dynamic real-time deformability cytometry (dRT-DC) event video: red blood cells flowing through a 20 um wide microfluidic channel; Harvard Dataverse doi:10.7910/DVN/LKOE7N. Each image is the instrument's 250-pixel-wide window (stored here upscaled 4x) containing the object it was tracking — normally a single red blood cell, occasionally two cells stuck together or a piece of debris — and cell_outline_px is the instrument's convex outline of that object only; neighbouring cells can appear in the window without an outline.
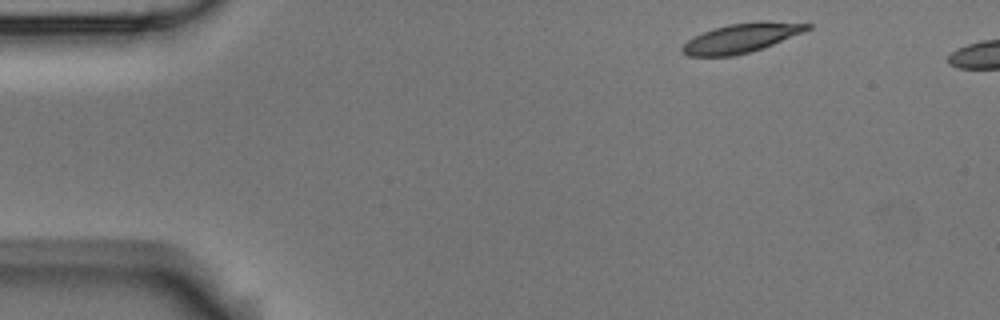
{"species": "Egyptian fruit bat (a non-hibernating species)", "species_latin": "Rousettus aegyptiacus", "temperature_condition": "room temperature", "stored_images_in_passage": 9, "camera_frame_rate_fps": 3000, "um_per_image_px": 0.085, "animal": {"sex": "male"}, "frame": {"image": 1, "passage_image": 1, "time_ms": 0.0, "image_size_px": [1000, 320], "cell_outline_px": [[812, 28], [804, 32], [772, 44], [748, 52], [732, 56], [688, 56], [680, 52], [680, 48], [688, 40], [712, 28], [728, 24], [760, 20], [812, 24]], "centroid_in_image_um": [63.0, 3.21], "position_along_channel_um": 22.0, "area_um2": 21.21}}
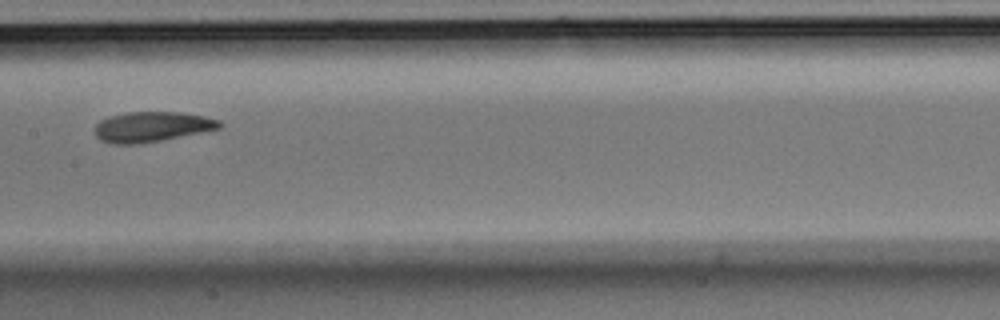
{"frame": {"image": 2, "passage_image": 7, "time_ms": 2.0, "image_size_px": [1000, 320], "cell_outline_px": [[224, 124], [220, 128], [140, 144], [112, 144], [100, 140], [96, 136], [96, 124], [100, 120], [108, 116], [128, 112], [180, 112], [204, 116], [220, 120]], "centroid_in_image_um": [12.89, 10.77], "position_along_channel_um": 194.5, "area_um2": 21.85}}
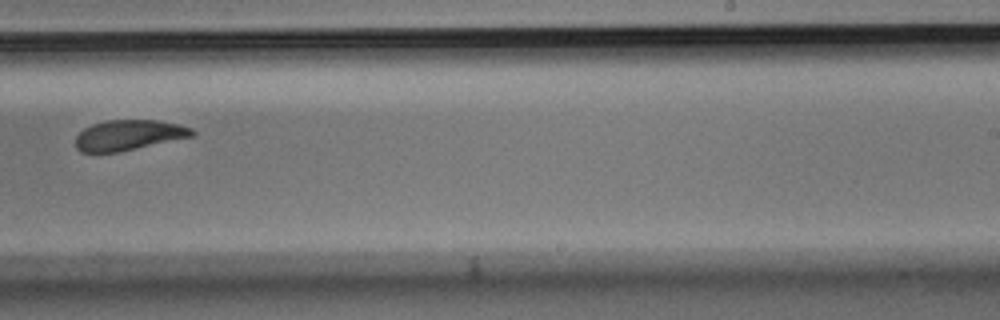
{"frame": {"image": 3, "passage_image": 9, "time_ms": 2.667, "image_size_px": [1000, 320], "cell_outline_px": [[196, 132], [192, 136], [120, 152], [80, 152], [76, 148], [76, 136], [84, 128], [92, 124], [104, 120], [160, 120], [180, 124], [192, 128]], "centroid_in_image_um": [10.94, 11.47], "position_along_channel_um": 278.1, "area_um2": 20.69}}